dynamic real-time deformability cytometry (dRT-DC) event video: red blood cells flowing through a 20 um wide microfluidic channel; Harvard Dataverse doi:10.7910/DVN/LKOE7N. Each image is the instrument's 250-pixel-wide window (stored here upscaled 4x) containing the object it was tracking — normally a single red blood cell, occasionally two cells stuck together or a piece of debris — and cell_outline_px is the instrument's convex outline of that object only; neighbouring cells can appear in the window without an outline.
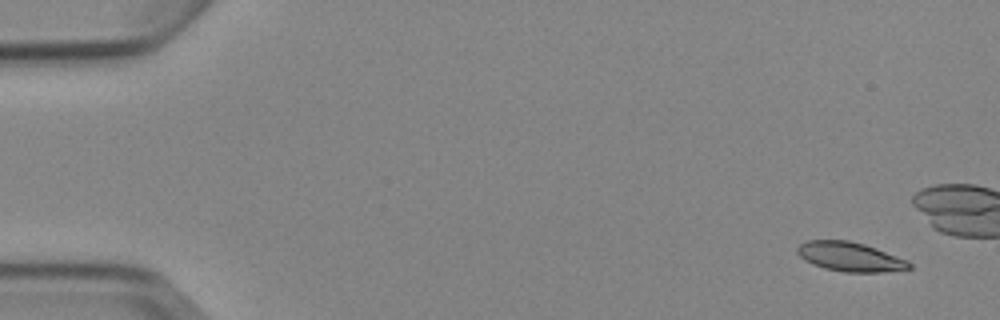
{"species": "Egyptian fruit bat (a non-hibernating species)", "species_latin": "Rousettus aegyptiacus", "temperature_condition": "cold", "stored_images_in_passage": 5, "camera_frame_rate_fps": 3000, "um_per_image_px": 0.085, "animal": {"sex": "female"}, "frame": {"image": 1, "passage_image": 1, "time_ms": 0.0, "image_size_px": [1000, 320], "cell_outline_px": [[912, 268], [884, 272], [844, 272], [824, 268], [812, 264], [804, 260], [796, 252], [796, 248], [800, 244], [808, 240], [848, 240], [864, 244], [876, 248], [908, 260], [912, 264]], "centroid_in_image_um": [72.25, 21.82], "position_along_channel_um": 12.8, "area_um2": 19.19}}